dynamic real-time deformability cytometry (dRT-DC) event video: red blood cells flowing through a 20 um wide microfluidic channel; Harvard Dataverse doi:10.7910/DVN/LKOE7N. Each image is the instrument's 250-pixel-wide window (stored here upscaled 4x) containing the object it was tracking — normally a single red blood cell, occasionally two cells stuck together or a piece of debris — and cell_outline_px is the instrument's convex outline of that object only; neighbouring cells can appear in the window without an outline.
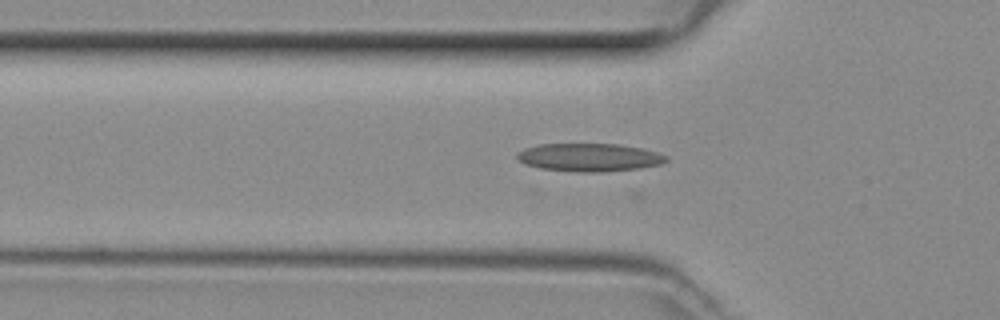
{"species": "common noctule bat (a hibernating species)", "species_latin": "Nyctalus noctula", "temperature_condition": "room temperature", "stored_images_in_passage": 29, "camera_frame_rate_fps": 3000, "um_per_image_px": 0.085, "animal": {"sex": "female", "body_mass_g": 29.2, "forearm_length_mm": 56.3}, "frame": {"image": 1, "passage_image": 5, "time_ms": 1.333, "image_size_px": [1000, 320], "cell_outline_px": [[668, 160], [660, 164], [640, 168], [604, 172], [576, 172], [540, 168], [524, 164], [516, 156], [516, 152], [524, 148], [540, 144], [620, 144], [644, 148], [668, 156]], "centroid_in_image_um": [50.09, 13.37], "position_along_channel_um": 75.7, "area_um2": 24.57}}
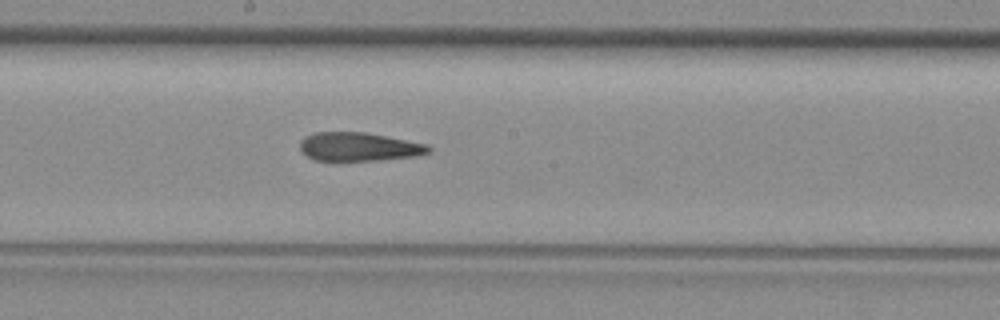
{"frame": {"image": 2, "passage_image": 15, "time_ms": 4.667, "image_size_px": [1000, 320], "cell_outline_px": [[432, 152], [416, 156], [380, 160], [312, 160], [300, 148], [300, 140], [304, 136], [316, 132], [364, 132], [428, 144], [432, 148]], "centroid_in_image_um": [30.53, 12.47], "position_along_channel_um": 217.7, "area_um2": 21.44}}
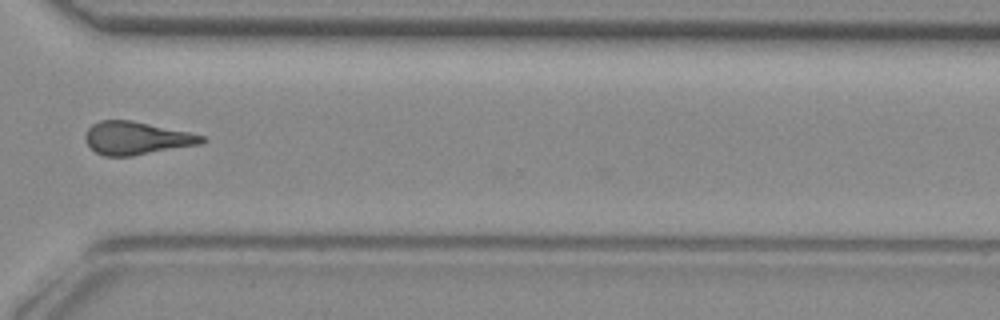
{"frame": {"image": 3, "passage_image": 25, "time_ms": 8.0, "image_size_px": [1000, 320], "cell_outline_px": [[208, 140], [200, 144], [132, 156], [104, 156], [96, 152], [88, 144], [84, 136], [88, 128], [92, 124], [100, 120], [132, 120], [188, 132], [204, 136]], "centroid_in_image_um": [11.59, 11.74], "position_along_channel_um": 359.0, "area_um2": 22.25}}